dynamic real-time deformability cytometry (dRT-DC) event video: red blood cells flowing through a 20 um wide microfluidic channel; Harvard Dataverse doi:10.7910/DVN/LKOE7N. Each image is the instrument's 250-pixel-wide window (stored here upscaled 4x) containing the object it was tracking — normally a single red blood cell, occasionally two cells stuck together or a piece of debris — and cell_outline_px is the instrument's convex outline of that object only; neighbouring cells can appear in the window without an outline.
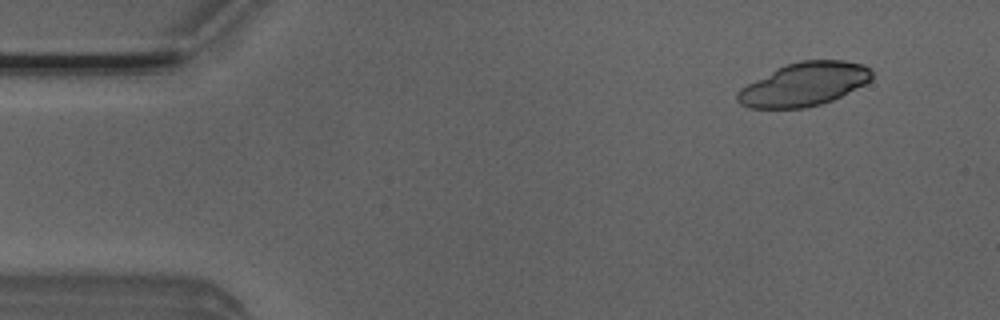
{"species": "Egyptian fruit bat (a non-hibernating species)", "species_latin": "Rousettus aegyptiacus", "temperature_condition": "room temperature", "stored_images_in_passage": 47, "camera_frame_rate_fps": 3000, "um_per_image_px": 0.085, "animal": {"sex": "male"}, "frame": {"image": 1, "passage_image": 1, "time_ms": 0.0, "image_size_px": [1000, 320], "cell_outline_px": [[872, 80], [832, 100], [820, 104], [804, 108], [748, 108], [740, 104], [736, 100], [736, 92], [740, 88], [776, 68], [784, 64], [800, 60], [844, 60], [864, 64], [872, 72]], "centroid_in_image_um": [68.32, 7.16], "position_along_channel_um": 16.7, "area_um2": 34.04}}